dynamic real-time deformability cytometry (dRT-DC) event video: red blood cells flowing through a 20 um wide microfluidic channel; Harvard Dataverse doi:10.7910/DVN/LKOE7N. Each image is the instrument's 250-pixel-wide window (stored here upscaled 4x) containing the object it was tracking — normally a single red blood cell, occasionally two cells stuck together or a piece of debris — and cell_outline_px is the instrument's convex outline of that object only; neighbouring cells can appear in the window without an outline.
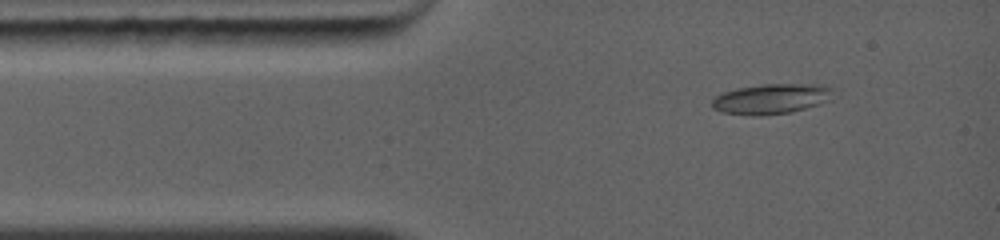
{"species": "common noctule bat (a hibernating species)", "species_latin": "Nyctalus noctula", "temperature_condition": "warm", "stored_images_in_passage": 9, "camera_frame_rate_fps": 5000, "um_per_image_px": 0.085, "animal": {"sex": "female", "body_mass_g": 19.0, "forearm_length_mm": 56.7}, "frame": {"image": 1, "passage_image": 4, "time_ms": 1.0, "image_size_px": [1000, 240], "cell_outline_px": [[840, 96], [820, 104], [792, 112], [760, 116], [752, 116], [720, 112], [712, 108], [712, 100], [716, 96], [724, 92], [740, 88], [768, 84], [792, 84], [828, 88]], "centroid_in_image_um": [65.55, 8.44], "position_along_channel_um": 19.5, "area_um2": 21.1}}